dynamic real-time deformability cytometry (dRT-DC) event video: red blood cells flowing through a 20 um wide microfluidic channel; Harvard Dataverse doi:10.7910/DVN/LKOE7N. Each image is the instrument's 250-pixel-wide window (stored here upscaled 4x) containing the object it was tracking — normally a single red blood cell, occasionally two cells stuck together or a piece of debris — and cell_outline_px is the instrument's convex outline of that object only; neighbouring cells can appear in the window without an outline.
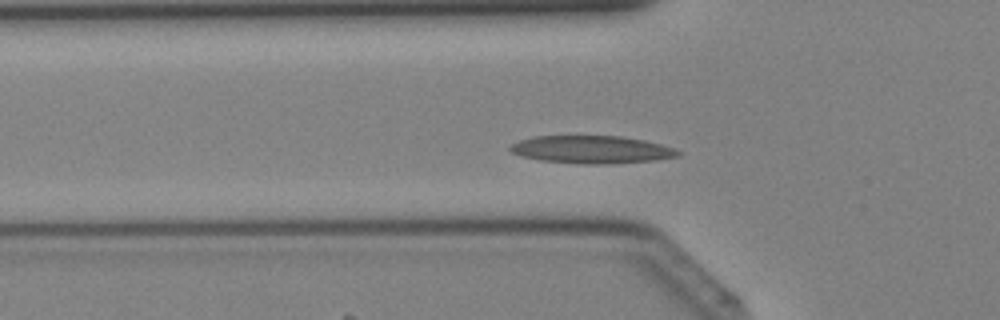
{"species": "Egyptian fruit bat (a non-hibernating species)", "species_latin": "Rousettus aegyptiacus", "temperature_condition": "cold", "stored_images_in_passage": 41, "segment_of_instrument_passage": [1, 2], "camera_frame_rate_fps": 3000, "um_per_image_px": 0.085, "animal": {"sex": "female"}, "frame": {"image": 1, "passage_image": 13, "time_ms": 4.0, "image_size_px": [1000, 320], "cell_outline_px": [[684, 152], [680, 156], [656, 160], [604, 164], [580, 164], [540, 160], [520, 156], [512, 152], [508, 148], [512, 144], [520, 140], [532, 136], [624, 136], [644, 140], [676, 148]], "centroid_in_image_um": [50.33, 12.71], "position_along_channel_um": 75.5, "area_um2": 27.34}}
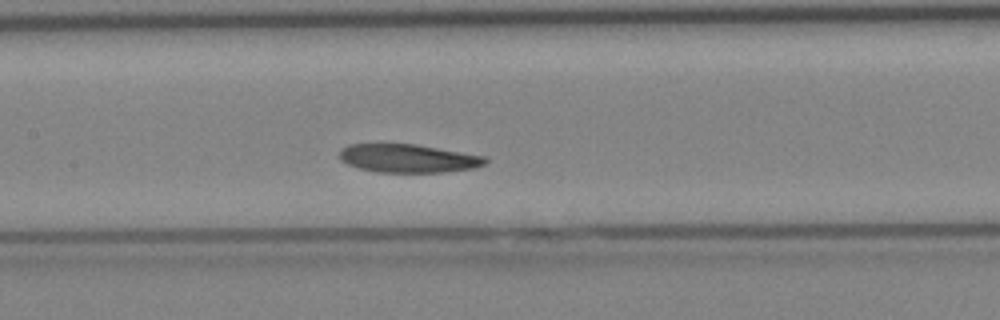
{"frame": {"image": 2, "passage_image": 19, "time_ms": 6.0, "image_size_px": [1000, 320], "cell_outline_px": [[488, 160], [484, 164], [476, 168], [444, 172], [376, 172], [360, 168], [348, 164], [340, 160], [340, 152], [348, 144], [416, 144], [488, 156]], "centroid_in_image_um": [34.75, 13.46], "position_along_channel_um": 172.6, "area_um2": 24.16}}
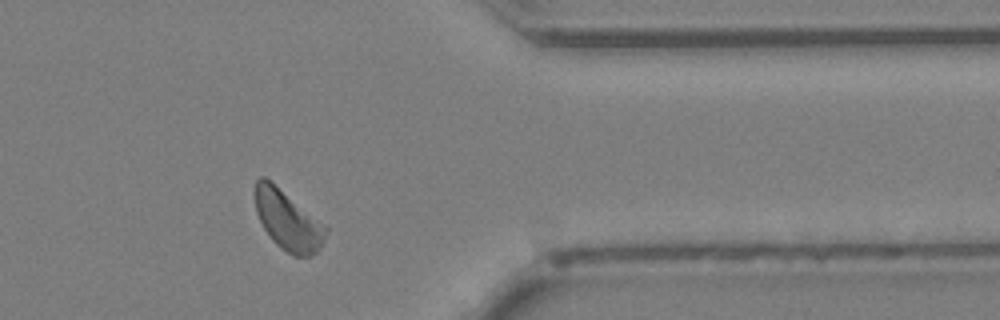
{"frame": {"image": 3, "passage_image": 33, "time_ms": 10.667, "image_size_px": [1000, 320], "cell_outline_px": [[328, 232], [320, 248], [316, 252], [308, 256], [292, 256], [280, 248], [272, 240], [264, 228], [256, 212], [252, 192], [256, 180], [260, 176], [264, 176], [324, 224], [328, 228]], "centroid_in_image_um": [24.43, 18.73], "position_along_channel_um": 387.0, "area_um2": 24.57}}